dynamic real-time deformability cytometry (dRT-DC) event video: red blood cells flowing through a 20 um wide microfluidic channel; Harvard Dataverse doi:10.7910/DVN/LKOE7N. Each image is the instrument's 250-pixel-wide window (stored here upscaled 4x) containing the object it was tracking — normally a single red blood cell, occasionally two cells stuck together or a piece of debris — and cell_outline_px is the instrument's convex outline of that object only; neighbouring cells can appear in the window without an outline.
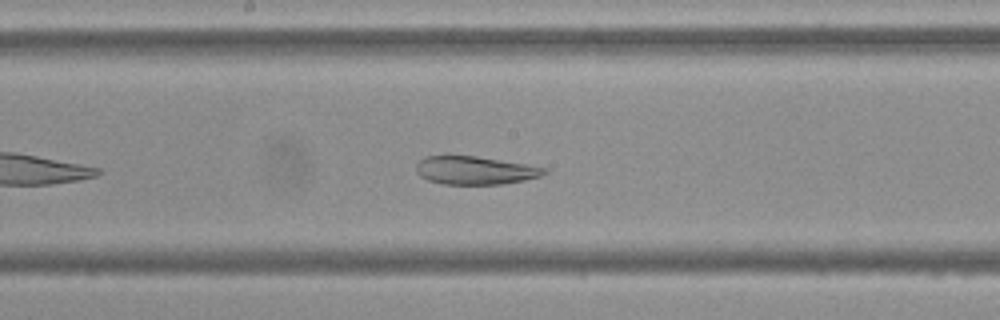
{"species": "Egyptian fruit bat (a non-hibernating species)", "species_latin": "Rousettus aegyptiacus", "temperature_condition": "cold", "stored_images_in_passage": 42, "camera_frame_rate_fps": 3000, "um_per_image_px": 0.085, "frame": {"image": 1, "passage_image": 16, "time_ms": 5.0, "image_size_px": [1000, 320], "cell_outline_px": [[548, 172], [540, 176], [524, 180], [500, 184], [444, 184], [428, 180], [420, 176], [416, 172], [416, 164], [424, 156], [476, 156], [548, 168]], "centroid_in_image_um": [40.36, 14.48], "position_along_channel_um": 207.8, "area_um2": 20.87}}
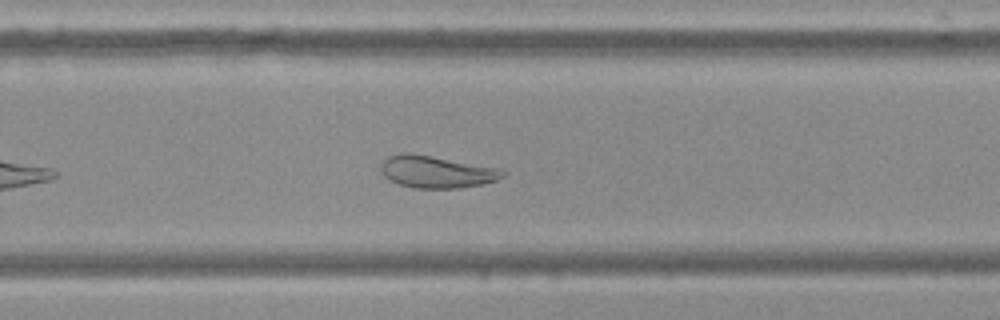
{"frame": {"image": 2, "passage_image": 23, "time_ms": 7.333, "image_size_px": [1000, 320], "cell_outline_px": [[508, 172], [504, 176], [496, 180], [480, 184], [460, 188], [416, 188], [400, 184], [384, 176], [380, 168], [384, 160], [388, 156], [408, 152], [504, 168]], "centroid_in_image_um": [37.17, 14.59], "position_along_channel_um": 292.6, "area_um2": 22.83}}
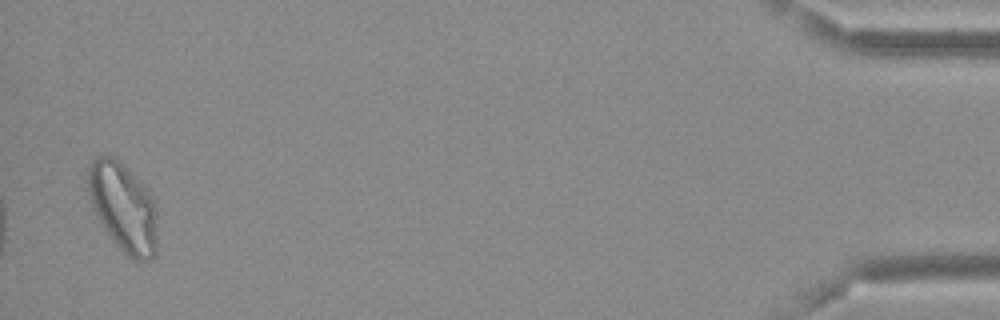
{"frame": {"image": 3, "passage_image": 41, "time_ms": 13.333, "image_size_px": [1000, 320], "cell_outline_px": [[156, 252], [148, 260], [132, 260], [116, 244], [104, 228], [92, 208], [88, 192], [88, 164], [92, 160], [100, 156], [112, 156], [140, 180], [152, 196], [156, 204]], "centroid_in_image_um": [10.47, 17.61], "position_along_channel_um": 424.7, "area_um2": 35.72}, "authors_computed_cell_mechanics": {"area_um2": 25.721, "velocity_mm_per_s": 3.6418, "shape_relaxation_time_tau1_ms": null, "shape_relaxation_time_tau2_ms": 2.884, "deformation_change_tau1": null, "deformation_change_tau2": 0.0714}}